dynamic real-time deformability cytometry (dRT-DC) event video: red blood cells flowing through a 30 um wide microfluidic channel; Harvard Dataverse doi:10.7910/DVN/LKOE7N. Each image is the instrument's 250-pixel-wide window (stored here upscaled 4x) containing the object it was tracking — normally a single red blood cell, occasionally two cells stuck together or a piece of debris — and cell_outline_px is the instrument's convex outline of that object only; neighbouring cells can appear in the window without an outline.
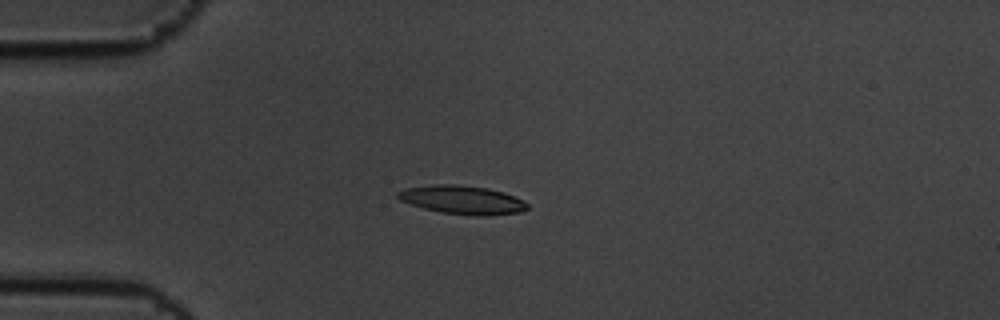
{"species": "common noctule bat (a hibernating species)", "species_latin": "Nyctalus noctula", "temperature_condition": "cold", "stored_images_in_passage": 6, "camera_frame_rate_fps": 3000, "um_per_image_px": 0.085, "animal": {"sex": "male", "body_mass_g": 19.5, "forearm_length_mm": 54.6}, "frame": {"image": 1, "passage_image": 3, "time_ms": 0.667, "image_size_px": [1000, 320], "cell_outline_px": [[528, 208], [520, 212], [488, 216], [476, 216], [440, 212], [424, 208], [400, 200], [396, 196], [396, 192], [404, 188], [436, 184], [456, 184], [488, 188], [504, 192], [528, 204]], "centroid_in_image_um": [39.27, 16.98], "position_along_channel_um": 45.7, "area_um2": 21.5}}
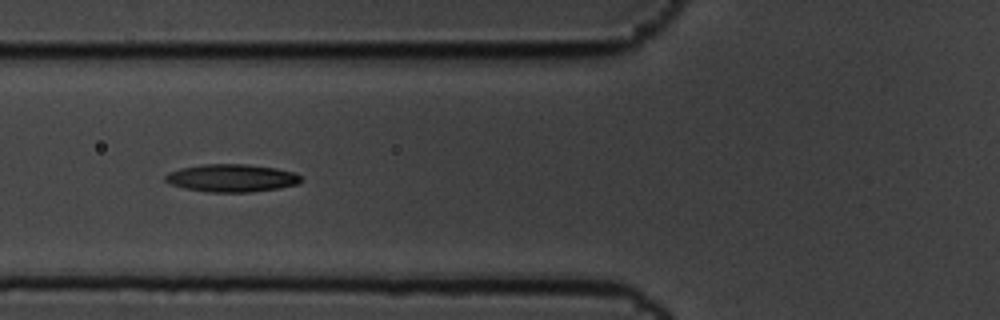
{"frame": {"image": 2, "passage_image": 5, "time_ms": 1.333, "image_size_px": [1000, 320], "cell_outline_px": [[304, 180], [300, 184], [280, 188], [252, 192], [208, 192], [184, 188], [172, 184], [164, 180], [164, 176], [168, 172], [180, 168], [204, 164], [248, 164], [276, 168], [296, 172]], "centroid_in_image_um": [19.74, 15.13], "position_along_channel_um": 106.1, "area_um2": 22.2}}
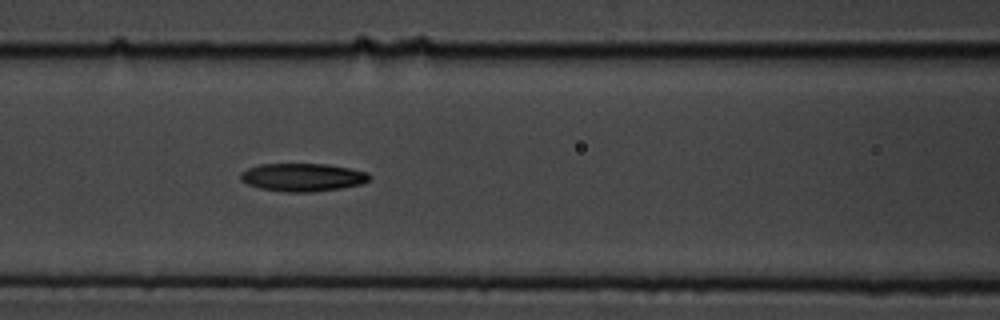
{"frame": {"image": 3, "passage_image": 6, "time_ms": 1.667, "image_size_px": [1000, 320], "cell_outline_px": [[372, 176], [368, 180], [360, 184], [340, 188], [312, 192], [284, 192], [260, 188], [248, 184], [240, 180], [240, 172], [248, 168], [260, 164], [328, 164], [368, 172]], "centroid_in_image_um": [25.7, 15.06], "position_along_channel_um": 140.9, "area_um2": 21.04}}